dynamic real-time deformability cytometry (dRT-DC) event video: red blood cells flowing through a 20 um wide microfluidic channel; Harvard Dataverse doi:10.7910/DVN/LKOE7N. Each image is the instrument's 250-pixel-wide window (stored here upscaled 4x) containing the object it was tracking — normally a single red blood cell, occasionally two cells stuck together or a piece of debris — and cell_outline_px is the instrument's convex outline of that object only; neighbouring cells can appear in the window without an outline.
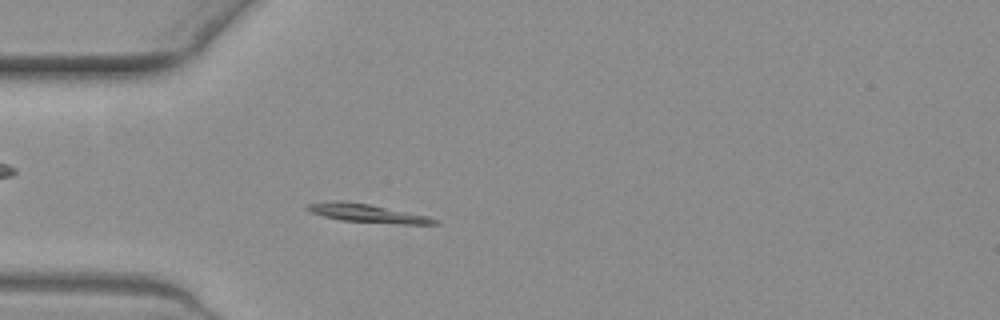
{"species": "common noctule bat (a hibernating species)", "species_latin": "Nyctalus noctula", "temperature_condition": "warm", "stored_images_in_passage": 54, "camera_frame_rate_fps": 3000, "um_per_image_px": 0.085, "animal": {"sex": "female", "body_mass_g": 19.3, "forearm_length_mm": 54.1}, "frame": {"image": 1, "passage_image": 14, "time_ms": 4.333, "image_size_px": [1000, 320], "cell_outline_px": [[440, 224], [400, 224], [340, 220], [324, 216], [312, 212], [304, 208], [304, 204], [332, 200], [340, 200], [368, 204], [428, 216], [440, 220]], "centroid_in_image_um": [31.19, 18.12], "position_along_channel_um": 53.8, "area_um2": 13.64}}
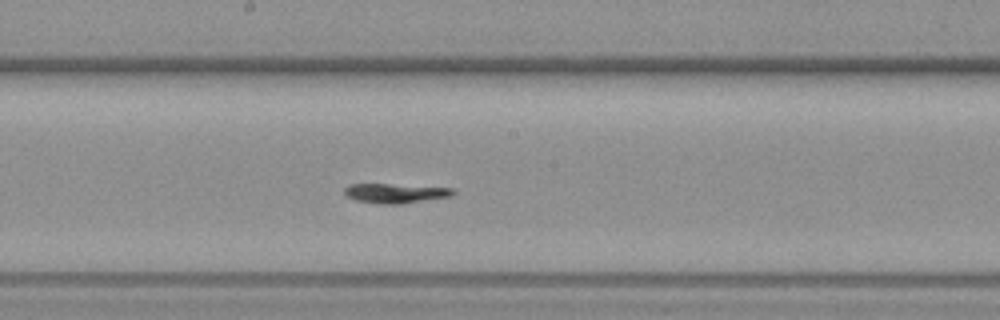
{"frame": {"image": 2, "passage_image": 28, "time_ms": 9.0, "image_size_px": [1000, 320], "cell_outline_px": [[456, 192], [452, 196], [400, 204], [376, 204], [356, 200], [344, 196], [344, 188], [348, 184], [388, 184], [452, 188]], "centroid_in_image_um": [33.55, 16.43], "position_along_channel_um": 214.6, "area_um2": 12.43}}
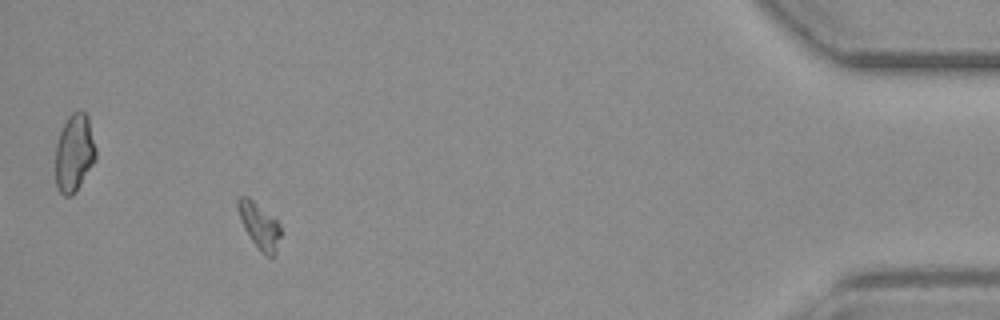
{"frame": {"image": 3, "passage_image": 50, "time_ms": 16.333, "image_size_px": [1000, 320], "cell_outline_px": [[280, 236], [276, 252], [272, 256], [264, 256], [252, 240], [244, 228], [240, 220], [236, 204], [236, 200], [240, 196], [248, 196], [276, 220], [280, 224]], "centroid_in_image_um": [22.02, 19.17], "position_along_channel_um": 413.2, "area_um2": 11.27}}